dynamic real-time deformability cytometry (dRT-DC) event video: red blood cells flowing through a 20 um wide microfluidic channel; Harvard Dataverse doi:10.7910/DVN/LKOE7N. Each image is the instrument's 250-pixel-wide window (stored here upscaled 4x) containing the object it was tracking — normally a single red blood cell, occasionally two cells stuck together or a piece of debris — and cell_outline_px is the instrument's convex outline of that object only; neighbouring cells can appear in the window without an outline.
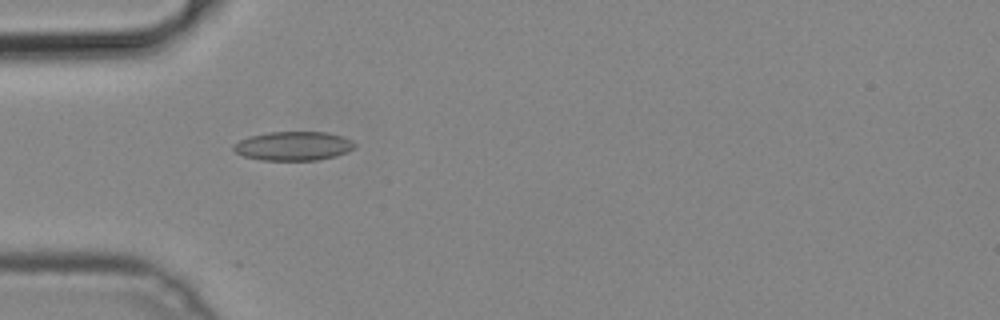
{"species": "common noctule bat (a hibernating species)", "species_latin": "Nyctalus noctula", "temperature_condition": "cold", "stored_images_in_passage": 38, "camera_frame_rate_fps": 3000, "um_per_image_px": 0.085, "animal": {"sex": "male", "body_mass_g": 19.2, "forearm_length_mm": 51.8}, "frame": {"image": 1, "passage_image": 3, "time_ms": 0.667, "image_size_px": [1000, 320], "cell_outline_px": [[356, 148], [348, 152], [336, 156], [316, 160], [260, 160], [244, 156], [236, 152], [232, 148], [232, 144], [240, 140], [252, 136], [268, 132], [328, 132], [352, 140], [356, 144]], "centroid_in_image_um": [24.96, 12.41], "position_along_channel_um": 60.0, "area_um2": 20.52}}
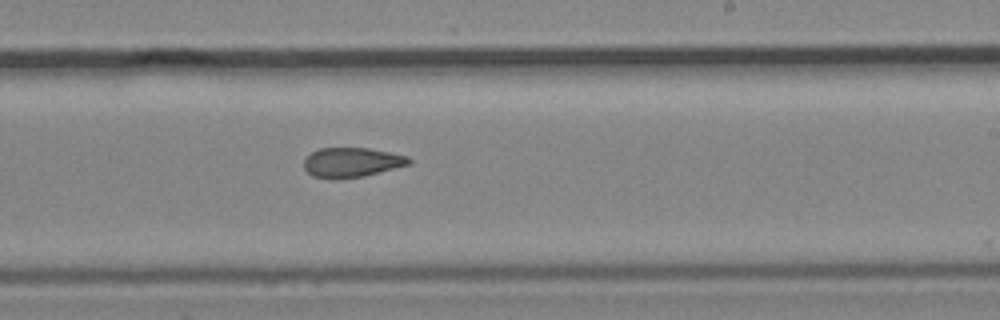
{"frame": {"image": 2, "passage_image": 18, "time_ms": 5.667, "image_size_px": [1000, 320], "cell_outline_px": [[412, 164], [364, 176], [336, 180], [332, 180], [312, 176], [304, 168], [304, 160], [312, 152], [320, 148], [368, 148], [408, 156], [412, 160]], "centroid_in_image_um": [29.9, 13.82], "position_along_channel_um": 259.1, "area_um2": 18.32}}
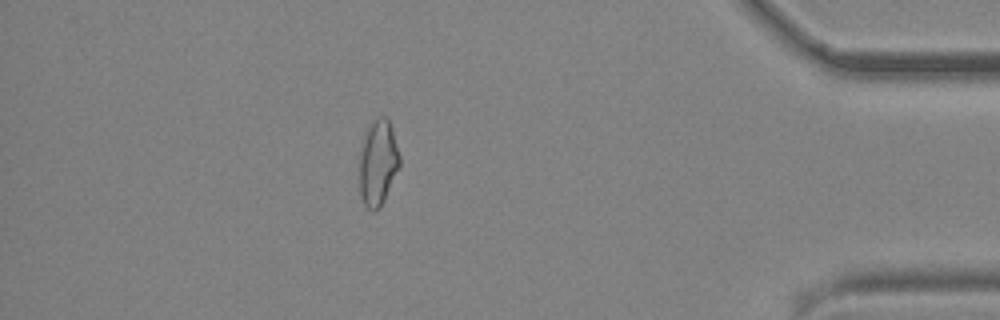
{"frame": {"image": 3, "passage_image": 32, "time_ms": 10.333, "image_size_px": [1000, 320], "cell_outline_px": [[400, 164], [384, 200], [380, 208], [376, 212], [368, 208], [364, 204], [360, 196], [360, 156], [364, 136], [368, 124], [372, 120], [380, 116], [384, 116], [388, 120], [392, 128], [400, 156]], "centroid_in_image_um": [32.12, 13.82], "position_along_channel_um": 403.1, "area_um2": 20.0}}